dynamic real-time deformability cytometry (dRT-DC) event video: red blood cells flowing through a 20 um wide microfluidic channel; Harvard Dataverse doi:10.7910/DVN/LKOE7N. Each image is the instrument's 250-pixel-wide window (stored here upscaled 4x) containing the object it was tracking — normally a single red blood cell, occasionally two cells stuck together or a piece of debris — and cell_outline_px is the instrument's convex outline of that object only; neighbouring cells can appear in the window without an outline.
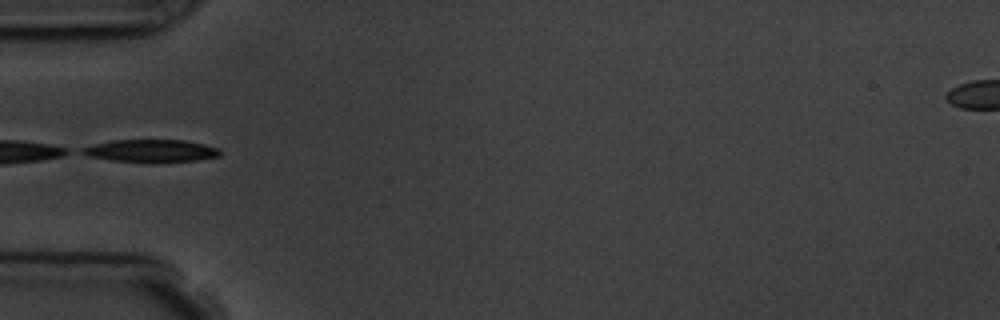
{"species": "common noctule bat (a hibernating species)", "species_latin": "Nyctalus noctula", "temperature_condition": "room temperature", "stored_images_in_passage": 8, "camera_frame_rate_fps": 3000, "um_per_image_px": 0.085, "animal": {"sex": "male", "body_mass_g": 19.5, "forearm_length_mm": 54.6}, "frame": {"image": 1, "passage_image": 5, "time_ms": 4.667, "image_size_px": [1000, 320], "cell_outline_px": [[220, 156], [196, 160], [156, 164], [112, 160], [88, 156], [80, 152], [80, 148], [92, 144], [116, 140], [184, 140], [204, 144], [220, 148]], "centroid_in_image_um": [12.84, 12.84], "position_along_channel_um": 72.2, "area_um2": 18.55}}